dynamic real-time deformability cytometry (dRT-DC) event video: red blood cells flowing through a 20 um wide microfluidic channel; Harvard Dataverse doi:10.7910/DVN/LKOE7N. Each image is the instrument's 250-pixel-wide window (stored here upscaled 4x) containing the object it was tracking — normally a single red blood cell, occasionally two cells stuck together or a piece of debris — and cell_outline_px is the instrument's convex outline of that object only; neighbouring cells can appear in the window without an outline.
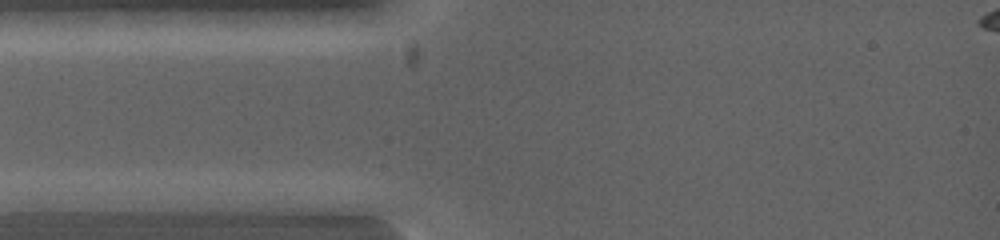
{"species": "common noctule bat (a hibernating species)", "species_latin": "Nyctalus noctula", "temperature_condition": "warm", "stored_images_in_passage": 2, "camera_frame_rate_fps": 5000, "um_per_image_px": 0.085, "animal": {"sex": "female", "body_mass_g": 19.0, "forearm_length_mm": 53.3}, "frame": {"image": 1, "passage_image": 1, "time_ms": 0.0, "image_size_px": [1000, 240], "cell_outline_px": [[104, 200], [76, 212], [36, 212], [12, 200], [36, 192], [96, 192]], "centroid_in_image_um": [5.03, 17.11], "position_along_channel_um": 80.0, "area_um2": 10.12}}